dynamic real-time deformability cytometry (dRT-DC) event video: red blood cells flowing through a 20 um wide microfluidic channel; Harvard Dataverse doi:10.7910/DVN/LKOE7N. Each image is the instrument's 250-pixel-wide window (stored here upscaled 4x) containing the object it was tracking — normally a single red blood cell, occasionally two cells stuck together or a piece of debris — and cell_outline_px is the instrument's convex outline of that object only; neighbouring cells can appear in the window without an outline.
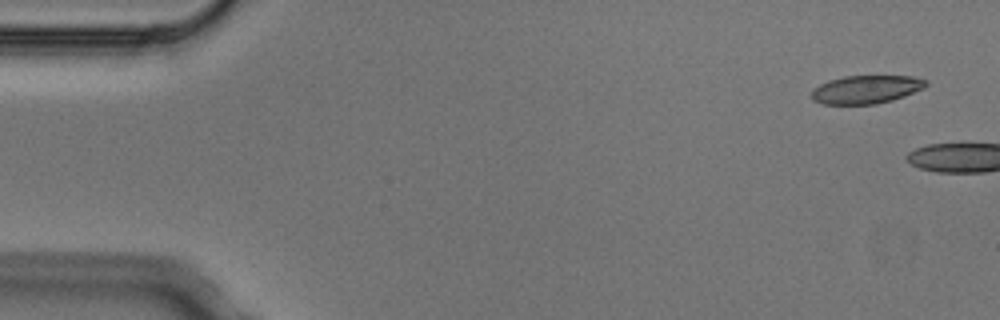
{"species": "Egyptian fruit bat (a non-hibernating species)", "species_latin": "Rousettus aegyptiacus", "temperature_condition": "cold", "stored_images_in_passage": 5, "camera_frame_rate_fps": 3000, "um_per_image_px": 0.085, "animal": {"sex": "male"}, "frame": {"image": 1, "passage_image": 1, "time_ms": 0.0, "image_size_px": [1000, 320], "cell_outline_px": [[928, 84], [924, 88], [904, 96], [892, 100], [876, 104], [824, 104], [812, 100], [812, 92], [820, 84], [828, 80], [844, 76], [912, 76], [928, 80]], "centroid_in_image_um": [73.65, 7.6], "position_along_channel_um": 11.4, "area_um2": 18.79}}